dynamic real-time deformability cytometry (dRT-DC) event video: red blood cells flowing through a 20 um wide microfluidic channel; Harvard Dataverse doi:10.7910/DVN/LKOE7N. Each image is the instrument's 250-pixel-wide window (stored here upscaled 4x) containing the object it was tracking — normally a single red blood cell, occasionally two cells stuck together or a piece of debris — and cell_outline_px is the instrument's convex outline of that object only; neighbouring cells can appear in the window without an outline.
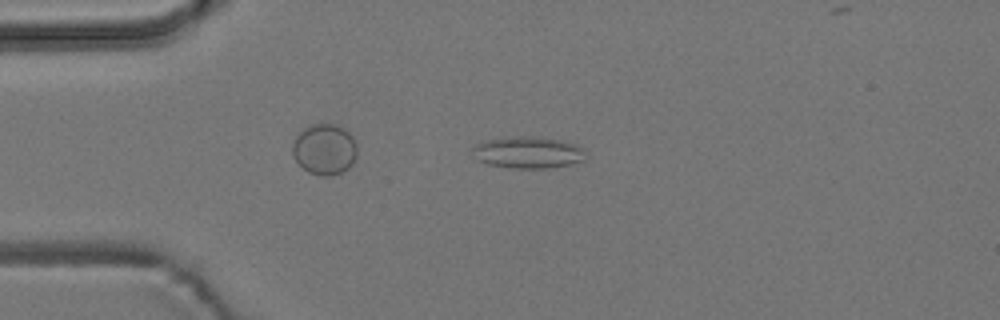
{"species": "common noctule bat (a hibernating species)", "species_latin": "Nyctalus noctula", "temperature_condition": "room temperature", "stored_images_in_passage": 40, "camera_frame_rate_fps": 3000, "um_per_image_px": 0.085, "animal": {"sex": "male", "body_mass_g": 19.2, "forearm_length_mm": 51.8}, "frame": {"image": 1, "passage_image": 1, "time_ms": 0.0, "image_size_px": [1000, 320], "cell_outline_px": [[588, 156], [584, 160], [568, 164], [548, 168], [512, 168], [488, 164], [476, 160], [472, 148], [476, 144], [488, 140], [520, 136], [524, 136], [560, 140], [576, 144], [584, 148], [588, 152]], "centroid_in_image_um": [44.93, 12.97], "position_along_channel_um": 40.1, "area_um2": 20.81}}
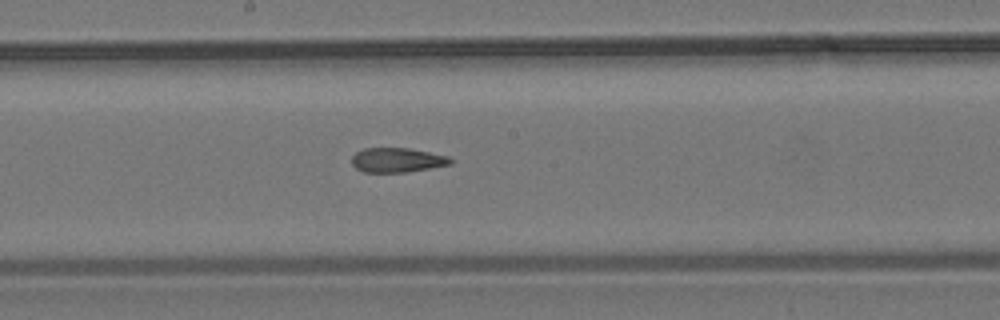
{"frame": {"image": 2, "passage_image": 17, "time_ms": 5.333, "image_size_px": [1000, 320], "cell_outline_px": [[452, 164], [404, 172], [364, 172], [356, 168], [352, 164], [352, 156], [356, 152], [364, 148], [408, 148], [448, 156], [452, 160]], "centroid_in_image_um": [33.73, 13.6], "position_along_channel_um": 214.5, "area_um2": 13.93}}
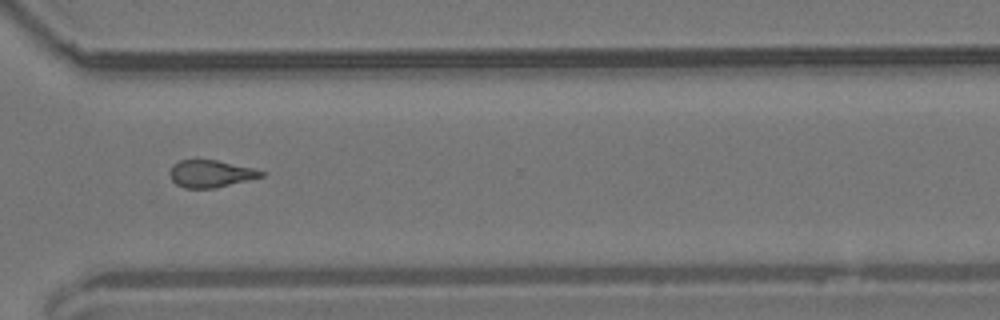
{"frame": {"image": 3, "passage_image": 28, "time_ms": 9.0, "image_size_px": [1000, 320], "cell_outline_px": [[264, 176], [216, 188], [184, 188], [176, 184], [172, 180], [168, 172], [172, 164], [180, 160], [216, 160], [252, 168], [264, 172]], "centroid_in_image_um": [17.86, 14.77], "position_along_channel_um": 352.7, "area_um2": 14.45}, "authors_computed_cell_mechanics": {"area_um2": 15.3748, "velocity_mm_per_s": 3.7771, "shape_relaxation_time_tau1_ms": null, "shape_relaxation_time_tau2_ms": 2.3386, "deformation_change_tau1": null, "deformation_change_tau2": 0.1122}}